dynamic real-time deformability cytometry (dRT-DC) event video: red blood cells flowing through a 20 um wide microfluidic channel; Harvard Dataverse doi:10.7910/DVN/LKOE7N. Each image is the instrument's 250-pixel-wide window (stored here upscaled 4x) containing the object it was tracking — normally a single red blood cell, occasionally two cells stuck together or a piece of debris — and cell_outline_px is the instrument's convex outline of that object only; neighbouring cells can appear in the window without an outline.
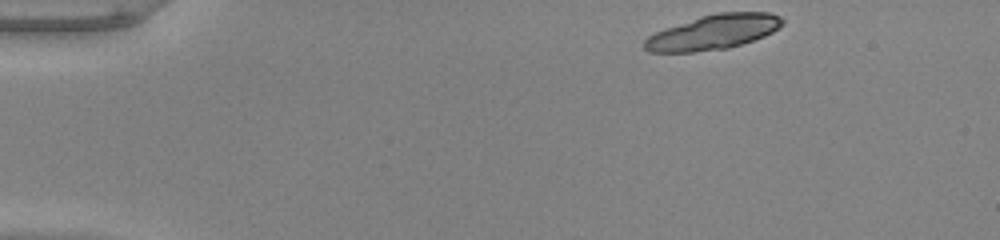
{"species": "common noctule bat (a hibernating species)", "species_latin": "Nyctalus noctula", "temperature_condition": "warm", "stored_images_in_passage": 13, "camera_frame_rate_fps": 3000, "um_per_image_px": 0.085, "animal": {"sex": "male", "body_mass_g": 20.0, "forearm_length_mm": 53.3}, "frame": {"image": 1, "passage_image": 1, "time_ms": 0.0, "image_size_px": [1000, 240], "cell_outline_px": [[784, 24], [772, 32], [764, 36], [728, 48], [692, 52], [648, 52], [644, 48], [644, 40], [648, 36], [664, 28], [700, 16], [716, 12], [768, 12], [780, 16], [784, 20]], "centroid_in_image_um": [60.62, 2.72], "position_along_channel_um": 24.4, "area_um2": 27.92}}